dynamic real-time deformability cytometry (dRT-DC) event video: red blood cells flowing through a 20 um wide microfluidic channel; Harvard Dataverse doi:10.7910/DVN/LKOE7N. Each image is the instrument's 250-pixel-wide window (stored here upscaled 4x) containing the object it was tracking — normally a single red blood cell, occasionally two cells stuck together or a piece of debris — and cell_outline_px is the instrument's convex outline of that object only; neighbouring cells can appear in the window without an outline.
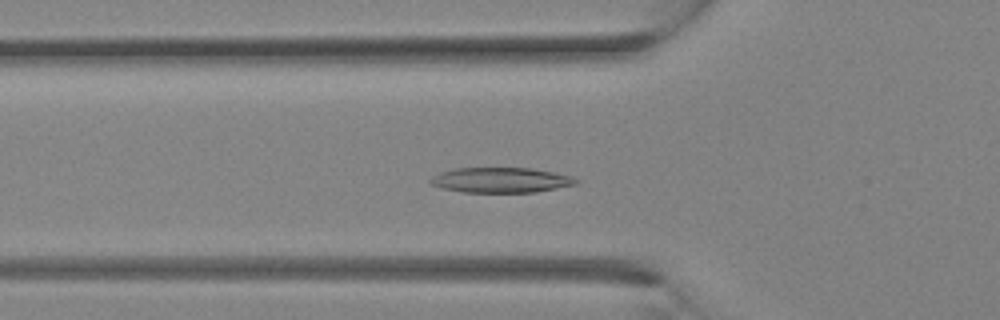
{"species": "Egyptian fruit bat (a non-hibernating species)", "species_latin": "Rousettus aegyptiacus", "temperature_condition": "room temperature", "stored_images_in_passage": 23, "camera_frame_rate_fps": 3000, "um_per_image_px": 0.085, "animal": {"sex": "female"}, "frame": {"image": 1, "passage_image": 8, "time_ms": 2.333, "image_size_px": [1000, 320], "cell_outline_px": [[580, 180], [576, 184], [536, 192], [460, 192], [440, 188], [428, 184], [428, 180], [432, 176], [440, 172], [456, 168], [532, 168], [572, 176]], "centroid_in_image_um": [42.52, 15.31], "position_along_channel_um": 83.3, "area_um2": 21.5}}
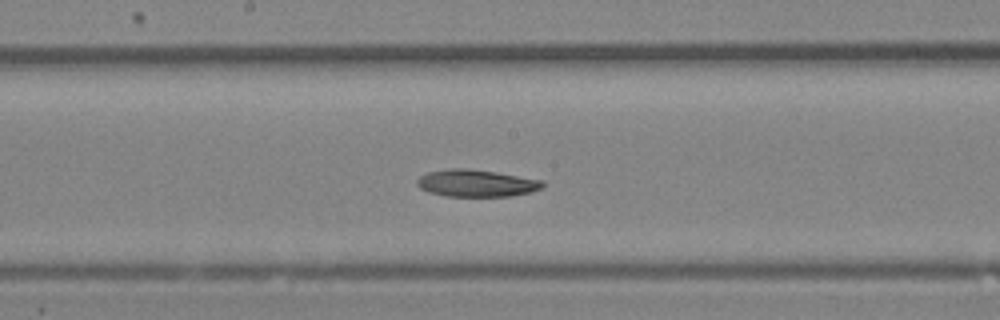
{"frame": {"image": 2, "passage_image": 14, "time_ms": 4.333, "image_size_px": [1000, 320], "cell_outline_px": [[544, 184], [540, 188], [532, 192], [512, 196], [444, 196], [428, 192], [420, 188], [416, 184], [416, 180], [420, 176], [428, 172], [448, 168], [468, 168], [496, 172], [544, 180]], "centroid_in_image_um": [40.48, 15.57], "position_along_channel_um": 207.7, "area_um2": 20.0}}
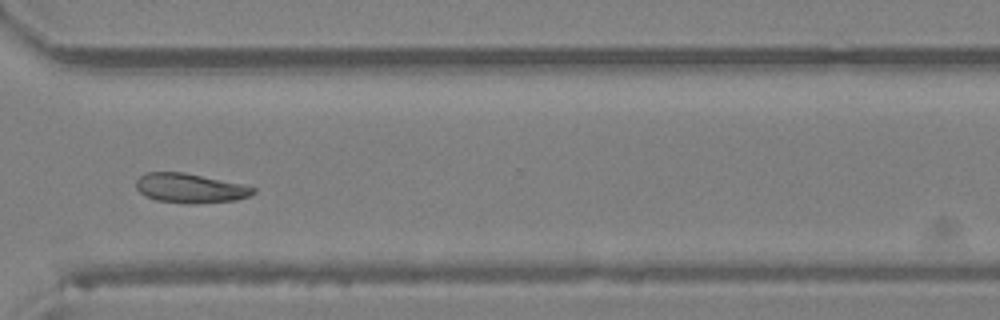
{"frame": {"image": 3, "passage_image": 21, "time_ms": 6.667, "image_size_px": [1000, 320], "cell_outline_px": [[256, 192], [248, 196], [236, 200], [188, 204], [156, 200], [140, 192], [136, 188], [136, 180], [140, 176], [148, 172], [184, 172], [244, 184], [256, 188]], "centroid_in_image_um": [16.18, 15.99], "position_along_channel_um": 354.4, "area_um2": 20.06}}